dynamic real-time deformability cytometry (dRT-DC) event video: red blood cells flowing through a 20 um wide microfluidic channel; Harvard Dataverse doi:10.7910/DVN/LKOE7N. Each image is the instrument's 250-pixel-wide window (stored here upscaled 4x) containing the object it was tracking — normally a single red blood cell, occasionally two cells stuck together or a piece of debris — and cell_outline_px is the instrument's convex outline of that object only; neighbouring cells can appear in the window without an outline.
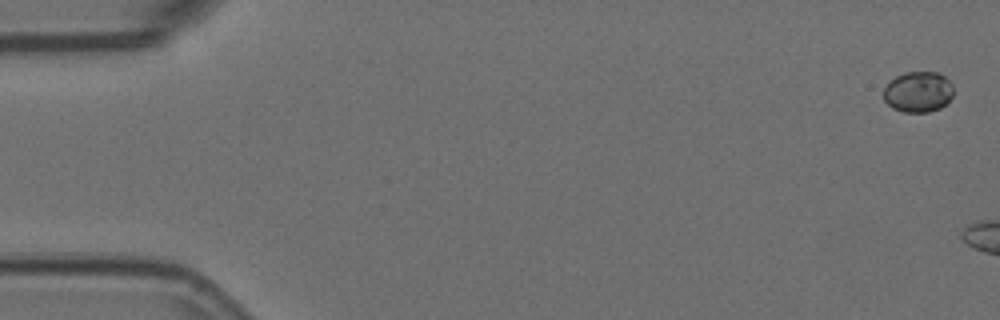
{"species": "Egyptian fruit bat (a non-hibernating species)", "species_latin": "Rousettus aegyptiacus", "temperature_condition": "room temperature", "stored_images_in_passage": 4, "camera_frame_rate_fps": 3000, "um_per_image_px": 0.085, "animal": {"sex": "female"}, "frame": {"image": 1, "passage_image": 1, "time_ms": 0.0, "image_size_px": [1000, 320], "cell_outline_px": [[952, 96], [940, 108], [928, 112], [904, 112], [892, 108], [884, 100], [884, 88], [896, 76], [904, 72], [940, 72], [952, 84]], "centroid_in_image_um": [78.04, 7.8], "position_along_channel_um": 7.0, "area_um2": 16.47}}